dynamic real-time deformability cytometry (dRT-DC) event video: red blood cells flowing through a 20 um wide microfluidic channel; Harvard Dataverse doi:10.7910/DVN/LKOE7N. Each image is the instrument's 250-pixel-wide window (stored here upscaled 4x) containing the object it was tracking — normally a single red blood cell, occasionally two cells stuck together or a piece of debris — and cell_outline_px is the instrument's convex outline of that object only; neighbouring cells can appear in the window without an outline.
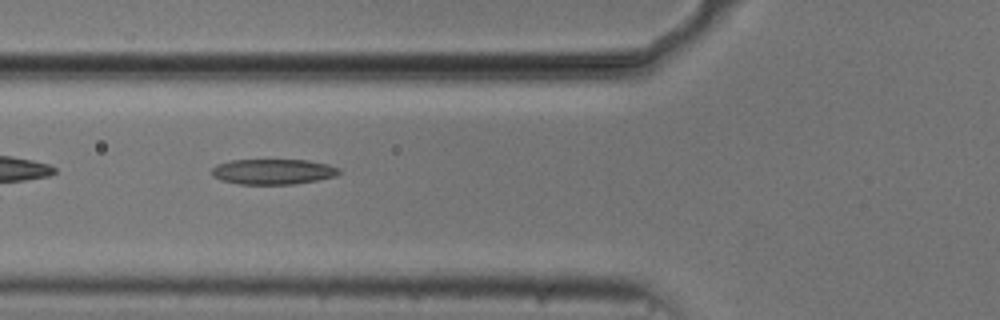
{"species": "common noctule bat (a hibernating species)", "species_latin": "Nyctalus noctula", "temperature_condition": "cold", "stored_images_in_passage": 35, "camera_frame_rate_fps": 3000, "um_per_image_px": 0.085, "animal": {"sex": "male", "body_mass_g": 20.5, "forearm_length_mm": 52.5}, "frame": {"image": 1, "passage_image": 5, "time_ms": 1.333, "image_size_px": [1000, 320], "cell_outline_px": [[340, 172], [336, 176], [316, 180], [292, 184], [240, 184], [220, 180], [212, 176], [212, 168], [216, 164], [232, 160], [308, 160], [328, 164], [340, 168]], "centroid_in_image_um": [23.2, 14.58], "position_along_channel_um": 102.6, "area_um2": 18.84}}
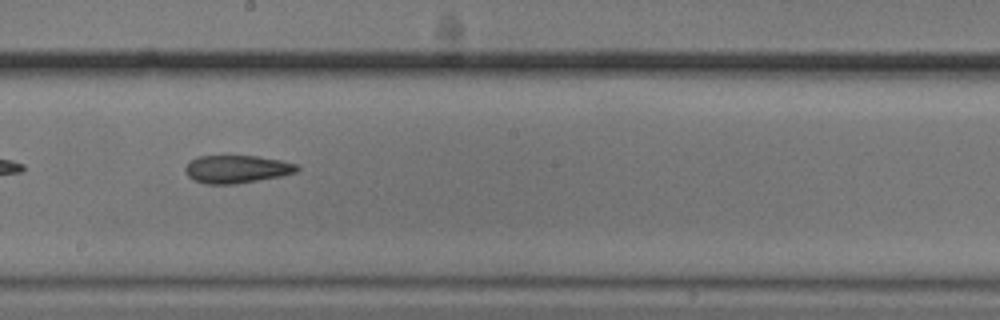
{"frame": {"image": 2, "passage_image": 15, "time_ms": 4.667, "image_size_px": [1000, 320], "cell_outline_px": [[300, 168], [296, 172], [280, 176], [232, 184], [208, 184], [192, 180], [188, 176], [184, 168], [192, 160], [200, 156], [256, 156], [280, 160], [296, 164]], "centroid_in_image_um": [20.11, 14.37], "position_along_channel_um": 228.1, "area_um2": 17.86}}
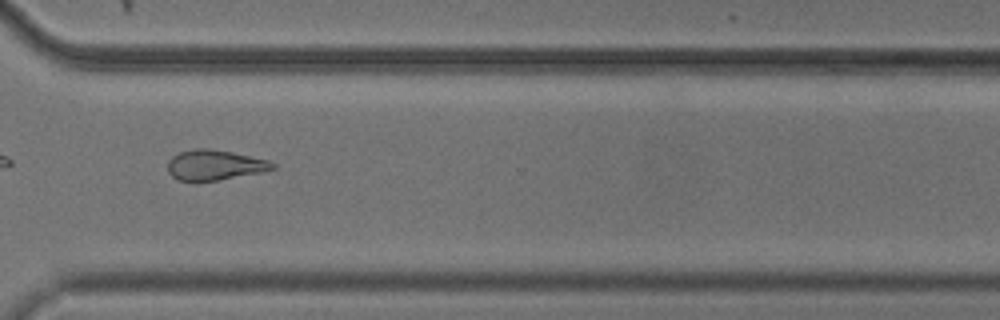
{"frame": {"image": 3, "passage_image": 25, "time_ms": 8.0, "image_size_px": [1000, 320], "cell_outline_px": [[276, 168], [264, 172], [216, 180], [176, 180], [168, 172], [168, 160], [172, 156], [180, 152], [196, 148], [208, 148], [232, 152], [268, 160], [276, 164]], "centroid_in_image_um": [18.26, 14.02], "position_along_channel_um": 352.3, "area_um2": 18.38}, "authors_computed_cell_mechanics": {"area_um2": 18.9584, "velocity_mm_per_s": 3.7485, "shape_relaxation_time_tau1_ms": 3.7054, "shape_relaxation_time_tau2_ms": 6.1632, "deformation_change_tau1": 0.1161, "deformation_change_tau2": 0.1599}}